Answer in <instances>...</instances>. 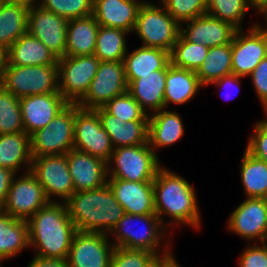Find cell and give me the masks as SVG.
<instances>
[{
    "label": "cell",
    "mask_w": 267,
    "mask_h": 267,
    "mask_svg": "<svg viewBox=\"0 0 267 267\" xmlns=\"http://www.w3.org/2000/svg\"><path fill=\"white\" fill-rule=\"evenodd\" d=\"M73 148L107 163L110 160L114 147L95 109H83L75 104Z\"/></svg>",
    "instance_id": "obj_10"
},
{
    "label": "cell",
    "mask_w": 267,
    "mask_h": 267,
    "mask_svg": "<svg viewBox=\"0 0 267 267\" xmlns=\"http://www.w3.org/2000/svg\"><path fill=\"white\" fill-rule=\"evenodd\" d=\"M127 84L138 79L139 75L152 74L153 71L167 70L171 64L170 52L160 48L140 46L124 56Z\"/></svg>",
    "instance_id": "obj_27"
},
{
    "label": "cell",
    "mask_w": 267,
    "mask_h": 267,
    "mask_svg": "<svg viewBox=\"0 0 267 267\" xmlns=\"http://www.w3.org/2000/svg\"><path fill=\"white\" fill-rule=\"evenodd\" d=\"M109 187L125 213L147 215L156 214L154 208L153 182H133L108 179Z\"/></svg>",
    "instance_id": "obj_21"
},
{
    "label": "cell",
    "mask_w": 267,
    "mask_h": 267,
    "mask_svg": "<svg viewBox=\"0 0 267 267\" xmlns=\"http://www.w3.org/2000/svg\"><path fill=\"white\" fill-rule=\"evenodd\" d=\"M38 5L67 20L90 16L93 12V0H40Z\"/></svg>",
    "instance_id": "obj_39"
},
{
    "label": "cell",
    "mask_w": 267,
    "mask_h": 267,
    "mask_svg": "<svg viewBox=\"0 0 267 267\" xmlns=\"http://www.w3.org/2000/svg\"><path fill=\"white\" fill-rule=\"evenodd\" d=\"M257 14L263 17L265 23L264 25L258 23V25L267 33V4H258Z\"/></svg>",
    "instance_id": "obj_50"
},
{
    "label": "cell",
    "mask_w": 267,
    "mask_h": 267,
    "mask_svg": "<svg viewBox=\"0 0 267 267\" xmlns=\"http://www.w3.org/2000/svg\"><path fill=\"white\" fill-rule=\"evenodd\" d=\"M258 4H267V0H258Z\"/></svg>",
    "instance_id": "obj_54"
},
{
    "label": "cell",
    "mask_w": 267,
    "mask_h": 267,
    "mask_svg": "<svg viewBox=\"0 0 267 267\" xmlns=\"http://www.w3.org/2000/svg\"><path fill=\"white\" fill-rule=\"evenodd\" d=\"M66 156L74 192L93 190L107 184L108 167L105 160L74 148Z\"/></svg>",
    "instance_id": "obj_19"
},
{
    "label": "cell",
    "mask_w": 267,
    "mask_h": 267,
    "mask_svg": "<svg viewBox=\"0 0 267 267\" xmlns=\"http://www.w3.org/2000/svg\"><path fill=\"white\" fill-rule=\"evenodd\" d=\"M99 27L93 15L68 20L65 56L95 54Z\"/></svg>",
    "instance_id": "obj_29"
},
{
    "label": "cell",
    "mask_w": 267,
    "mask_h": 267,
    "mask_svg": "<svg viewBox=\"0 0 267 267\" xmlns=\"http://www.w3.org/2000/svg\"><path fill=\"white\" fill-rule=\"evenodd\" d=\"M202 88L194 71L177 68L170 64L166 70L165 109L170 104L183 105L191 101Z\"/></svg>",
    "instance_id": "obj_28"
},
{
    "label": "cell",
    "mask_w": 267,
    "mask_h": 267,
    "mask_svg": "<svg viewBox=\"0 0 267 267\" xmlns=\"http://www.w3.org/2000/svg\"><path fill=\"white\" fill-rule=\"evenodd\" d=\"M245 77L242 76H237L235 74H230L227 76H223L222 78L212 82L209 85H214L219 88V90H224L226 89L225 93L219 94L221 98H226L227 100H232L235 96H237V92L239 93L240 86L241 85V79ZM235 88V89H234ZM231 89V91H230ZM229 90V91H227ZM235 90V92H233ZM234 93V94H233ZM233 96V97H232Z\"/></svg>",
    "instance_id": "obj_46"
},
{
    "label": "cell",
    "mask_w": 267,
    "mask_h": 267,
    "mask_svg": "<svg viewBox=\"0 0 267 267\" xmlns=\"http://www.w3.org/2000/svg\"><path fill=\"white\" fill-rule=\"evenodd\" d=\"M20 175L14 176L1 209L14 219L27 221L50 201L42 185L30 171H23Z\"/></svg>",
    "instance_id": "obj_12"
},
{
    "label": "cell",
    "mask_w": 267,
    "mask_h": 267,
    "mask_svg": "<svg viewBox=\"0 0 267 267\" xmlns=\"http://www.w3.org/2000/svg\"><path fill=\"white\" fill-rule=\"evenodd\" d=\"M32 162L30 136L25 132L0 135V167L16 174L30 171ZM23 167V168H22Z\"/></svg>",
    "instance_id": "obj_32"
},
{
    "label": "cell",
    "mask_w": 267,
    "mask_h": 267,
    "mask_svg": "<svg viewBox=\"0 0 267 267\" xmlns=\"http://www.w3.org/2000/svg\"><path fill=\"white\" fill-rule=\"evenodd\" d=\"M248 77H250L257 98L260 100L263 110L265 111L267 109V57L259 62Z\"/></svg>",
    "instance_id": "obj_45"
},
{
    "label": "cell",
    "mask_w": 267,
    "mask_h": 267,
    "mask_svg": "<svg viewBox=\"0 0 267 267\" xmlns=\"http://www.w3.org/2000/svg\"><path fill=\"white\" fill-rule=\"evenodd\" d=\"M95 110L102 127L111 138L114 149L148 143L149 120H134L124 123L120 118L109 114L103 107L95 108Z\"/></svg>",
    "instance_id": "obj_23"
},
{
    "label": "cell",
    "mask_w": 267,
    "mask_h": 267,
    "mask_svg": "<svg viewBox=\"0 0 267 267\" xmlns=\"http://www.w3.org/2000/svg\"><path fill=\"white\" fill-rule=\"evenodd\" d=\"M163 267H181L175 258V255Z\"/></svg>",
    "instance_id": "obj_52"
},
{
    "label": "cell",
    "mask_w": 267,
    "mask_h": 267,
    "mask_svg": "<svg viewBox=\"0 0 267 267\" xmlns=\"http://www.w3.org/2000/svg\"><path fill=\"white\" fill-rule=\"evenodd\" d=\"M165 82L166 70L153 71L152 74L139 75L138 79L131 81L128 84L127 92L149 116L165 109Z\"/></svg>",
    "instance_id": "obj_25"
},
{
    "label": "cell",
    "mask_w": 267,
    "mask_h": 267,
    "mask_svg": "<svg viewBox=\"0 0 267 267\" xmlns=\"http://www.w3.org/2000/svg\"><path fill=\"white\" fill-rule=\"evenodd\" d=\"M16 173L11 169L0 167V207L4 204L9 187Z\"/></svg>",
    "instance_id": "obj_47"
},
{
    "label": "cell",
    "mask_w": 267,
    "mask_h": 267,
    "mask_svg": "<svg viewBox=\"0 0 267 267\" xmlns=\"http://www.w3.org/2000/svg\"><path fill=\"white\" fill-rule=\"evenodd\" d=\"M127 90L124 62H100L87 93L77 105L83 109L103 107L111 99L126 93Z\"/></svg>",
    "instance_id": "obj_13"
},
{
    "label": "cell",
    "mask_w": 267,
    "mask_h": 267,
    "mask_svg": "<svg viewBox=\"0 0 267 267\" xmlns=\"http://www.w3.org/2000/svg\"><path fill=\"white\" fill-rule=\"evenodd\" d=\"M166 230L168 231L156 214L125 213L108 236L115 247L147 250L156 256L173 254L170 236Z\"/></svg>",
    "instance_id": "obj_4"
},
{
    "label": "cell",
    "mask_w": 267,
    "mask_h": 267,
    "mask_svg": "<svg viewBox=\"0 0 267 267\" xmlns=\"http://www.w3.org/2000/svg\"><path fill=\"white\" fill-rule=\"evenodd\" d=\"M68 20L39 5L29 7L28 33L40 40L58 58L66 52Z\"/></svg>",
    "instance_id": "obj_17"
},
{
    "label": "cell",
    "mask_w": 267,
    "mask_h": 267,
    "mask_svg": "<svg viewBox=\"0 0 267 267\" xmlns=\"http://www.w3.org/2000/svg\"><path fill=\"white\" fill-rule=\"evenodd\" d=\"M153 189L155 213L166 228L182 225L197 231L201 228L199 201L190 181L162 166L153 181Z\"/></svg>",
    "instance_id": "obj_1"
},
{
    "label": "cell",
    "mask_w": 267,
    "mask_h": 267,
    "mask_svg": "<svg viewBox=\"0 0 267 267\" xmlns=\"http://www.w3.org/2000/svg\"><path fill=\"white\" fill-rule=\"evenodd\" d=\"M26 248H30L27 221L14 219L0 209V262L18 257Z\"/></svg>",
    "instance_id": "obj_31"
},
{
    "label": "cell",
    "mask_w": 267,
    "mask_h": 267,
    "mask_svg": "<svg viewBox=\"0 0 267 267\" xmlns=\"http://www.w3.org/2000/svg\"><path fill=\"white\" fill-rule=\"evenodd\" d=\"M114 248L107 233L77 231L69 249L68 267H110Z\"/></svg>",
    "instance_id": "obj_16"
},
{
    "label": "cell",
    "mask_w": 267,
    "mask_h": 267,
    "mask_svg": "<svg viewBox=\"0 0 267 267\" xmlns=\"http://www.w3.org/2000/svg\"><path fill=\"white\" fill-rule=\"evenodd\" d=\"M58 57L28 32L5 51L3 65H58Z\"/></svg>",
    "instance_id": "obj_26"
},
{
    "label": "cell",
    "mask_w": 267,
    "mask_h": 267,
    "mask_svg": "<svg viewBox=\"0 0 267 267\" xmlns=\"http://www.w3.org/2000/svg\"><path fill=\"white\" fill-rule=\"evenodd\" d=\"M99 63L94 54L58 59L59 92L69 104H77L85 96Z\"/></svg>",
    "instance_id": "obj_9"
},
{
    "label": "cell",
    "mask_w": 267,
    "mask_h": 267,
    "mask_svg": "<svg viewBox=\"0 0 267 267\" xmlns=\"http://www.w3.org/2000/svg\"><path fill=\"white\" fill-rule=\"evenodd\" d=\"M103 108L124 123L134 120H149V116L128 92L111 99Z\"/></svg>",
    "instance_id": "obj_40"
},
{
    "label": "cell",
    "mask_w": 267,
    "mask_h": 267,
    "mask_svg": "<svg viewBox=\"0 0 267 267\" xmlns=\"http://www.w3.org/2000/svg\"><path fill=\"white\" fill-rule=\"evenodd\" d=\"M182 117L176 111L163 109L149 115L148 144L157 154L158 149L169 147L184 136Z\"/></svg>",
    "instance_id": "obj_24"
},
{
    "label": "cell",
    "mask_w": 267,
    "mask_h": 267,
    "mask_svg": "<svg viewBox=\"0 0 267 267\" xmlns=\"http://www.w3.org/2000/svg\"><path fill=\"white\" fill-rule=\"evenodd\" d=\"M75 104H68L46 127L30 135L32 158L67 154L74 145Z\"/></svg>",
    "instance_id": "obj_8"
},
{
    "label": "cell",
    "mask_w": 267,
    "mask_h": 267,
    "mask_svg": "<svg viewBox=\"0 0 267 267\" xmlns=\"http://www.w3.org/2000/svg\"><path fill=\"white\" fill-rule=\"evenodd\" d=\"M159 2L179 24L207 14V0H159Z\"/></svg>",
    "instance_id": "obj_41"
},
{
    "label": "cell",
    "mask_w": 267,
    "mask_h": 267,
    "mask_svg": "<svg viewBox=\"0 0 267 267\" xmlns=\"http://www.w3.org/2000/svg\"><path fill=\"white\" fill-rule=\"evenodd\" d=\"M24 132L20 99L0 84V135Z\"/></svg>",
    "instance_id": "obj_38"
},
{
    "label": "cell",
    "mask_w": 267,
    "mask_h": 267,
    "mask_svg": "<svg viewBox=\"0 0 267 267\" xmlns=\"http://www.w3.org/2000/svg\"><path fill=\"white\" fill-rule=\"evenodd\" d=\"M251 24L248 31L236 30L231 41L232 72L237 76L248 77L267 57V33L257 22Z\"/></svg>",
    "instance_id": "obj_14"
},
{
    "label": "cell",
    "mask_w": 267,
    "mask_h": 267,
    "mask_svg": "<svg viewBox=\"0 0 267 267\" xmlns=\"http://www.w3.org/2000/svg\"><path fill=\"white\" fill-rule=\"evenodd\" d=\"M68 104L60 92L21 98L24 132L30 136L35 131L46 127Z\"/></svg>",
    "instance_id": "obj_18"
},
{
    "label": "cell",
    "mask_w": 267,
    "mask_h": 267,
    "mask_svg": "<svg viewBox=\"0 0 267 267\" xmlns=\"http://www.w3.org/2000/svg\"><path fill=\"white\" fill-rule=\"evenodd\" d=\"M236 30L230 23L208 14L180 24V35L185 40L207 47L230 44Z\"/></svg>",
    "instance_id": "obj_20"
},
{
    "label": "cell",
    "mask_w": 267,
    "mask_h": 267,
    "mask_svg": "<svg viewBox=\"0 0 267 267\" xmlns=\"http://www.w3.org/2000/svg\"><path fill=\"white\" fill-rule=\"evenodd\" d=\"M250 8L257 13L258 0H207V14L230 23L237 30L244 29L243 20Z\"/></svg>",
    "instance_id": "obj_36"
},
{
    "label": "cell",
    "mask_w": 267,
    "mask_h": 267,
    "mask_svg": "<svg viewBox=\"0 0 267 267\" xmlns=\"http://www.w3.org/2000/svg\"><path fill=\"white\" fill-rule=\"evenodd\" d=\"M5 2H22L29 6L38 5L40 0H2Z\"/></svg>",
    "instance_id": "obj_51"
},
{
    "label": "cell",
    "mask_w": 267,
    "mask_h": 267,
    "mask_svg": "<svg viewBox=\"0 0 267 267\" xmlns=\"http://www.w3.org/2000/svg\"><path fill=\"white\" fill-rule=\"evenodd\" d=\"M228 230L248 243L267 242V198H246L227 219Z\"/></svg>",
    "instance_id": "obj_15"
},
{
    "label": "cell",
    "mask_w": 267,
    "mask_h": 267,
    "mask_svg": "<svg viewBox=\"0 0 267 267\" xmlns=\"http://www.w3.org/2000/svg\"><path fill=\"white\" fill-rule=\"evenodd\" d=\"M30 172L42 185L50 202H55V200H57L56 202H66L74 193V184L68 169L66 154L32 158Z\"/></svg>",
    "instance_id": "obj_11"
},
{
    "label": "cell",
    "mask_w": 267,
    "mask_h": 267,
    "mask_svg": "<svg viewBox=\"0 0 267 267\" xmlns=\"http://www.w3.org/2000/svg\"><path fill=\"white\" fill-rule=\"evenodd\" d=\"M208 49L205 45L189 42L179 35L170 53L171 64L196 72L208 54Z\"/></svg>",
    "instance_id": "obj_37"
},
{
    "label": "cell",
    "mask_w": 267,
    "mask_h": 267,
    "mask_svg": "<svg viewBox=\"0 0 267 267\" xmlns=\"http://www.w3.org/2000/svg\"><path fill=\"white\" fill-rule=\"evenodd\" d=\"M159 159L148 143L117 147L107 163L108 179L153 182L162 167Z\"/></svg>",
    "instance_id": "obj_6"
},
{
    "label": "cell",
    "mask_w": 267,
    "mask_h": 267,
    "mask_svg": "<svg viewBox=\"0 0 267 267\" xmlns=\"http://www.w3.org/2000/svg\"><path fill=\"white\" fill-rule=\"evenodd\" d=\"M156 255L147 250L115 247L110 267H145Z\"/></svg>",
    "instance_id": "obj_42"
},
{
    "label": "cell",
    "mask_w": 267,
    "mask_h": 267,
    "mask_svg": "<svg viewBox=\"0 0 267 267\" xmlns=\"http://www.w3.org/2000/svg\"><path fill=\"white\" fill-rule=\"evenodd\" d=\"M240 177L246 198H267V162L246 149L240 164Z\"/></svg>",
    "instance_id": "obj_33"
},
{
    "label": "cell",
    "mask_w": 267,
    "mask_h": 267,
    "mask_svg": "<svg viewBox=\"0 0 267 267\" xmlns=\"http://www.w3.org/2000/svg\"><path fill=\"white\" fill-rule=\"evenodd\" d=\"M195 73L203 87L209 86L223 76L233 74L231 43L209 47L208 54Z\"/></svg>",
    "instance_id": "obj_34"
},
{
    "label": "cell",
    "mask_w": 267,
    "mask_h": 267,
    "mask_svg": "<svg viewBox=\"0 0 267 267\" xmlns=\"http://www.w3.org/2000/svg\"><path fill=\"white\" fill-rule=\"evenodd\" d=\"M34 257L28 263L27 267H68L67 259H53Z\"/></svg>",
    "instance_id": "obj_48"
},
{
    "label": "cell",
    "mask_w": 267,
    "mask_h": 267,
    "mask_svg": "<svg viewBox=\"0 0 267 267\" xmlns=\"http://www.w3.org/2000/svg\"><path fill=\"white\" fill-rule=\"evenodd\" d=\"M65 203L77 231L109 234L125 215L108 183L97 189L74 192Z\"/></svg>",
    "instance_id": "obj_3"
},
{
    "label": "cell",
    "mask_w": 267,
    "mask_h": 267,
    "mask_svg": "<svg viewBox=\"0 0 267 267\" xmlns=\"http://www.w3.org/2000/svg\"><path fill=\"white\" fill-rule=\"evenodd\" d=\"M29 247L41 258L67 259L77 228L65 202H49L28 220Z\"/></svg>",
    "instance_id": "obj_2"
},
{
    "label": "cell",
    "mask_w": 267,
    "mask_h": 267,
    "mask_svg": "<svg viewBox=\"0 0 267 267\" xmlns=\"http://www.w3.org/2000/svg\"><path fill=\"white\" fill-rule=\"evenodd\" d=\"M263 112H265L264 115L266 116V117L264 116V118H267V109Z\"/></svg>",
    "instance_id": "obj_55"
},
{
    "label": "cell",
    "mask_w": 267,
    "mask_h": 267,
    "mask_svg": "<svg viewBox=\"0 0 267 267\" xmlns=\"http://www.w3.org/2000/svg\"><path fill=\"white\" fill-rule=\"evenodd\" d=\"M145 0H93L92 15L100 26L132 33L138 11Z\"/></svg>",
    "instance_id": "obj_22"
},
{
    "label": "cell",
    "mask_w": 267,
    "mask_h": 267,
    "mask_svg": "<svg viewBox=\"0 0 267 267\" xmlns=\"http://www.w3.org/2000/svg\"><path fill=\"white\" fill-rule=\"evenodd\" d=\"M0 84L19 99L59 92L58 65H3Z\"/></svg>",
    "instance_id": "obj_7"
},
{
    "label": "cell",
    "mask_w": 267,
    "mask_h": 267,
    "mask_svg": "<svg viewBox=\"0 0 267 267\" xmlns=\"http://www.w3.org/2000/svg\"><path fill=\"white\" fill-rule=\"evenodd\" d=\"M144 1L141 5L133 34H137L144 47L172 51L180 35V24L160 3ZM160 6V7H159Z\"/></svg>",
    "instance_id": "obj_5"
},
{
    "label": "cell",
    "mask_w": 267,
    "mask_h": 267,
    "mask_svg": "<svg viewBox=\"0 0 267 267\" xmlns=\"http://www.w3.org/2000/svg\"><path fill=\"white\" fill-rule=\"evenodd\" d=\"M129 32L106 26H100L96 39L95 56L100 62L123 61L127 54Z\"/></svg>",
    "instance_id": "obj_35"
},
{
    "label": "cell",
    "mask_w": 267,
    "mask_h": 267,
    "mask_svg": "<svg viewBox=\"0 0 267 267\" xmlns=\"http://www.w3.org/2000/svg\"><path fill=\"white\" fill-rule=\"evenodd\" d=\"M29 5L0 0V48L6 51L28 31Z\"/></svg>",
    "instance_id": "obj_30"
},
{
    "label": "cell",
    "mask_w": 267,
    "mask_h": 267,
    "mask_svg": "<svg viewBox=\"0 0 267 267\" xmlns=\"http://www.w3.org/2000/svg\"><path fill=\"white\" fill-rule=\"evenodd\" d=\"M249 244L240 253L238 267H267V242Z\"/></svg>",
    "instance_id": "obj_44"
},
{
    "label": "cell",
    "mask_w": 267,
    "mask_h": 267,
    "mask_svg": "<svg viewBox=\"0 0 267 267\" xmlns=\"http://www.w3.org/2000/svg\"><path fill=\"white\" fill-rule=\"evenodd\" d=\"M252 130L245 149L254 157L267 162V118L254 123Z\"/></svg>",
    "instance_id": "obj_43"
},
{
    "label": "cell",
    "mask_w": 267,
    "mask_h": 267,
    "mask_svg": "<svg viewBox=\"0 0 267 267\" xmlns=\"http://www.w3.org/2000/svg\"><path fill=\"white\" fill-rule=\"evenodd\" d=\"M173 256H174L173 254L157 255L145 267H163Z\"/></svg>",
    "instance_id": "obj_49"
},
{
    "label": "cell",
    "mask_w": 267,
    "mask_h": 267,
    "mask_svg": "<svg viewBox=\"0 0 267 267\" xmlns=\"http://www.w3.org/2000/svg\"><path fill=\"white\" fill-rule=\"evenodd\" d=\"M4 61H5V51L0 48V77L2 74Z\"/></svg>",
    "instance_id": "obj_53"
}]
</instances>
